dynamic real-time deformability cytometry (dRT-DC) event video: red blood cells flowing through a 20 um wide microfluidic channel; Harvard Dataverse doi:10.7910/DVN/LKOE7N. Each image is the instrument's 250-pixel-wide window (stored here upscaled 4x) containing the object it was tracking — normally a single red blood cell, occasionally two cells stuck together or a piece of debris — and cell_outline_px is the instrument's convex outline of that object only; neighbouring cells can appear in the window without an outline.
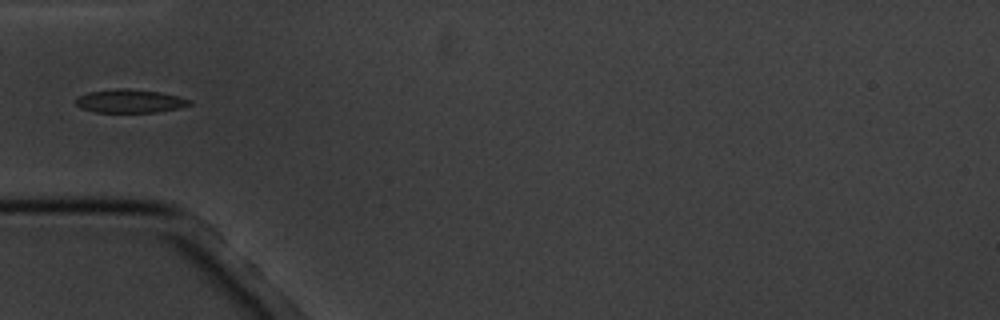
{"species": "common noctule bat (a hibernating species)", "species_latin": "Nyctalus noctula", "temperature_condition": "cold", "stored_images_in_passage": 4, "segment_of_instrument_passage": [2, 2], "camera_frame_rate_fps": 3000, "um_per_image_px": 0.085, "animal": {"sex": "male", "body_mass_g": 20.1, "forearm_length_mm": 53.5}, "frame": {"image": 1, "passage_image": 4, "time_ms": 3.667, "image_size_px": [1000, 320], "cell_outline_px": [[192, 104], [180, 108], [156, 112], [96, 112], [80, 108], [76, 104], [76, 96], [88, 92], [116, 88], [132, 88], [160, 92], [180, 96], [192, 100]], "centroid_in_image_um": [11.06, 8.58], "position_along_channel_um": 73.9, "area_um2": 15.78}}